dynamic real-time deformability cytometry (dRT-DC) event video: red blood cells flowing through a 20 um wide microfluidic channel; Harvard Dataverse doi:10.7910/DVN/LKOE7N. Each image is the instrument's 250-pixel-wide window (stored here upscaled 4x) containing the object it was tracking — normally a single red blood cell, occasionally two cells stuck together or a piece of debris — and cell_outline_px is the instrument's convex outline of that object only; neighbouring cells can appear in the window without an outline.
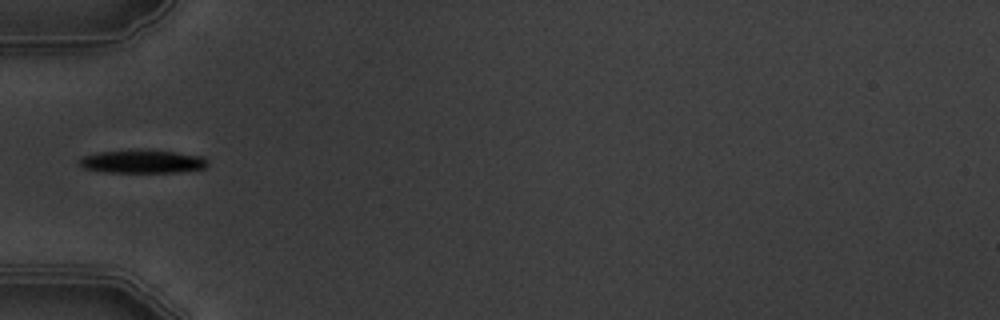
{"species": "common noctule bat (a hibernating species)", "species_latin": "Nyctalus noctula", "temperature_condition": "warm", "stored_images_in_passage": 4, "camera_frame_rate_fps": 3000, "um_per_image_px": 0.085, "animal": {"sex": "male", "body_mass_g": 19.5, "forearm_length_mm": 54.6}, "frame": {"image": 1, "passage_image": 1, "time_ms": 0.0, "image_size_px": [1000, 320], "cell_outline_px": [[208, 164], [204, 168], [176, 172], [104, 172], [84, 168], [76, 160], [84, 156], [100, 152], [176, 152], [204, 156], [208, 160]], "centroid_in_image_um": [12.14, 13.77], "position_along_channel_um": 72.9, "area_um2": 16.59}}